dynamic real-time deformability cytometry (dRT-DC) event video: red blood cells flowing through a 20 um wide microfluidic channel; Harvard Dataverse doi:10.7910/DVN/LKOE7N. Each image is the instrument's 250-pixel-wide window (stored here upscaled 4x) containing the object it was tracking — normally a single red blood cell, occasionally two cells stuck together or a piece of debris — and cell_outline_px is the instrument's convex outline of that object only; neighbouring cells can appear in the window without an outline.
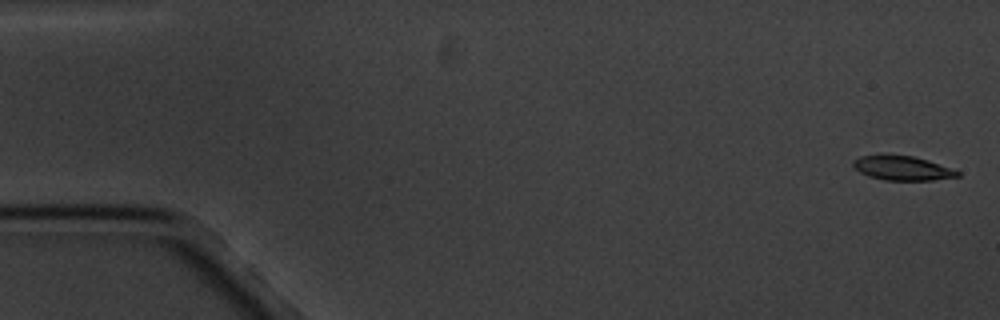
{"species": "common noctule bat (a hibernating species)", "species_latin": "Nyctalus noctula", "temperature_condition": "cold", "stored_images_in_passage": 10, "camera_frame_rate_fps": 3000, "um_per_image_px": 0.085, "animal": {"sex": "male", "body_mass_g": 20.1, "forearm_length_mm": 53.5}, "frame": {"image": 1, "passage_image": 1, "time_ms": 0.0, "image_size_px": [1000, 320], "cell_outline_px": [[960, 176], [932, 180], [884, 180], [868, 176], [860, 172], [852, 164], [852, 160], [860, 156], [912, 156], [928, 160], [960, 172]], "centroid_in_image_um": [76.69, 14.31], "position_along_channel_um": 8.3, "area_um2": 14.39}}
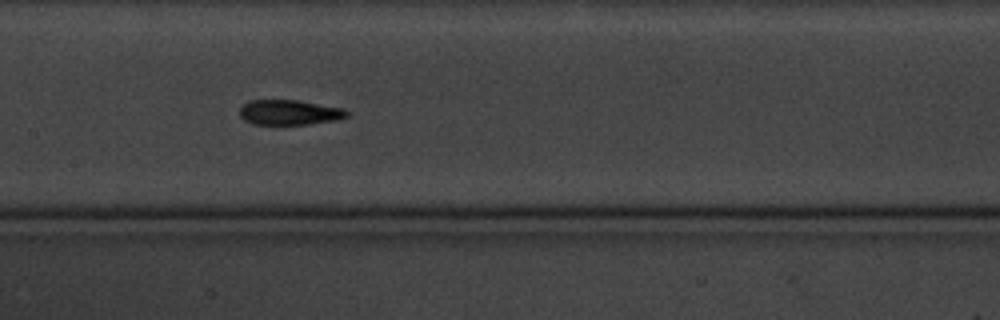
{"frame": {"image": 2, "passage_image": 9, "time_ms": 9.0, "image_size_px": [1000, 320], "cell_outline_px": [[348, 116], [336, 120], [308, 124], [252, 124], [244, 120], [240, 116], [240, 108], [248, 100], [296, 100], [344, 108], [348, 112]], "centroid_in_image_um": [24.58, 9.55], "position_along_channel_um": 182.8, "area_um2": 15.61}}
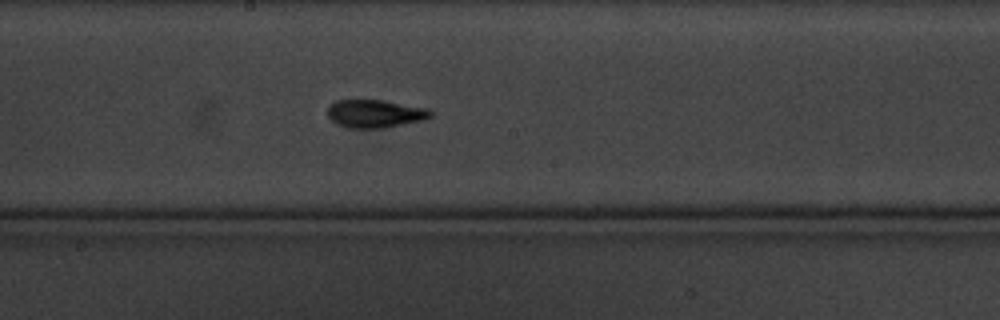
{"frame": {"image": 3, "passage_image": 10, "time_ms": 10.0, "image_size_px": [1000, 320], "cell_outline_px": [[432, 116], [424, 120], [384, 128], [348, 128], [336, 124], [328, 116], [328, 104], [336, 100], [380, 100], [428, 108], [432, 112]], "centroid_in_image_um": [31.86, 9.66], "position_along_channel_um": 216.3, "area_um2": 16.88}}